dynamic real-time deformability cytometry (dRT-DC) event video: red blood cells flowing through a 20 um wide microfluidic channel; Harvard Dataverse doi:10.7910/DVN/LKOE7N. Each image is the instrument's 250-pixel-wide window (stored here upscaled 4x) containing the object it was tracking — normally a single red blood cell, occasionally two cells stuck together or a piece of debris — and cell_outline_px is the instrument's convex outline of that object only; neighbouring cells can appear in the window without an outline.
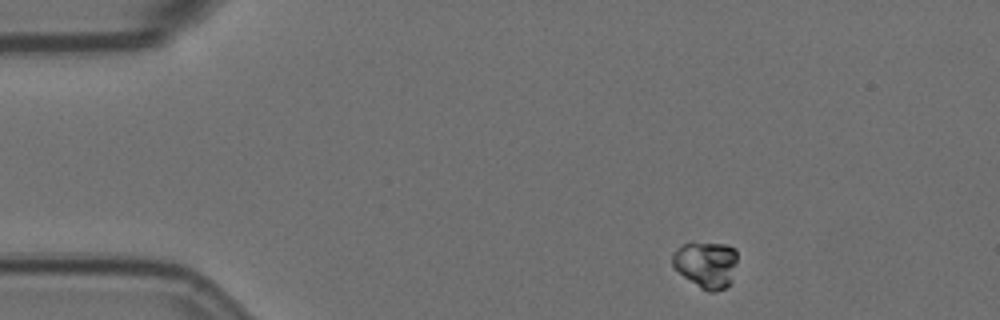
{"species": "Egyptian fruit bat (a non-hibernating species)", "species_latin": "Rousettus aegyptiacus", "temperature_condition": "room temperature", "stored_images_in_passage": 6, "camera_frame_rate_fps": 3000, "um_per_image_px": 0.085, "animal": {"sex": "female"}, "frame": {"image": 1, "passage_image": 1, "time_ms": 0.0, "image_size_px": [1000, 320], "cell_outline_px": [[736, 260], [732, 280], [724, 288], [712, 292], [708, 292], [700, 288], [684, 276], [672, 264], [672, 256], [684, 244], [724, 244], [736, 248]], "centroid_in_image_um": [60.05, 22.51], "position_along_channel_um": 24.9, "area_um2": 17.05}}
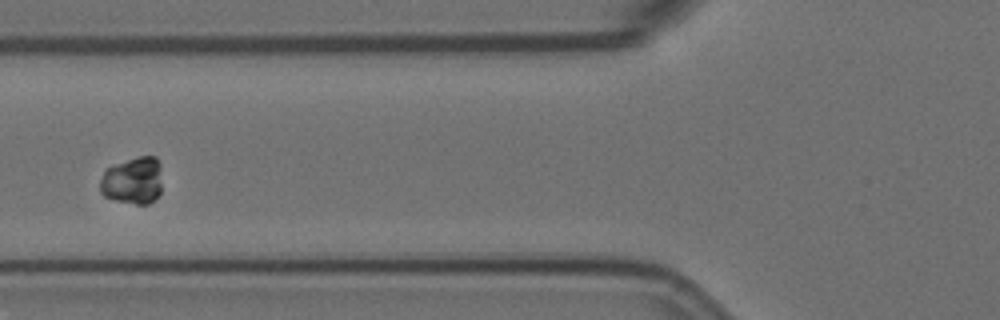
{"frame": {"image": 2, "passage_image": 5, "time_ms": 1.333, "image_size_px": [1000, 320], "cell_outline_px": [[160, 192], [148, 204], [136, 204], [116, 200], [104, 196], [100, 192], [100, 180], [104, 172], [108, 168], [116, 164], [140, 156], [156, 156], [160, 164]], "centroid_in_image_um": [11.28, 15.35], "position_along_channel_um": 114.5, "area_um2": 16.82}}
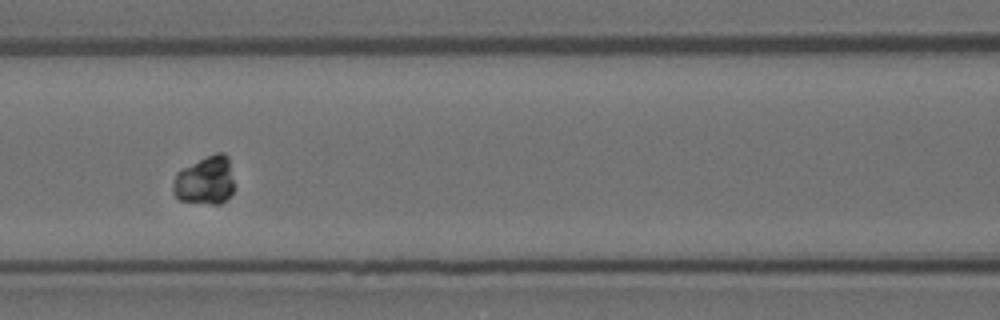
{"frame": {"image": 3, "passage_image": 6, "time_ms": 1.667, "image_size_px": [1000, 320], "cell_outline_px": [[232, 192], [220, 204], [212, 204], [180, 200], [172, 192], [172, 184], [176, 172], [216, 152], [224, 152], [228, 156], [232, 180]], "centroid_in_image_um": [17.41, 15.34], "position_along_channel_um": 149.2, "area_um2": 16.94}}